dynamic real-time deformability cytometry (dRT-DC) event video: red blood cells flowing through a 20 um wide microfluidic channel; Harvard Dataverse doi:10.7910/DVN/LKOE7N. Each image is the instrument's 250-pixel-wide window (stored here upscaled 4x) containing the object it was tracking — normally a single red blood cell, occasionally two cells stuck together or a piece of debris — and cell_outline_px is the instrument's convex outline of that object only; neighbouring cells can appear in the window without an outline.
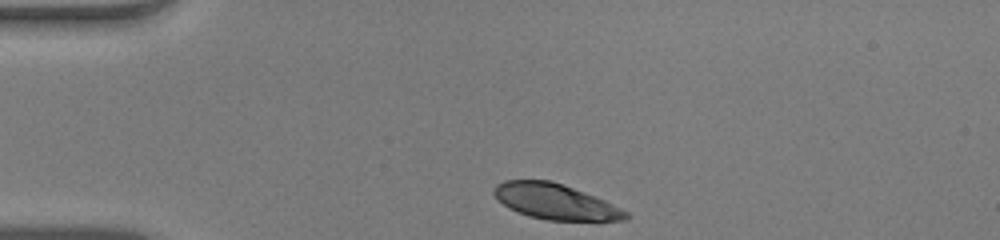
{"species": "human", "species_latin": "Homo sapiens", "temperature_condition": "warm", "stored_images_in_passage": 33, "camera_frame_rate_fps": 3000, "um_per_image_px": 0.085, "donor": {"sex": "male"}, "frame": {"image": 1, "passage_image": 1, "time_ms": 0.0, "image_size_px": [1000, 240], "cell_outline_px": [[628, 220], [548, 220], [528, 216], [516, 212], [508, 208], [496, 200], [492, 192], [492, 188], [496, 184], [504, 180], [552, 180], [604, 200], [628, 212]], "centroid_in_image_um": [47.11, 17.13], "position_along_channel_um": 37.9, "area_um2": 27.28}}
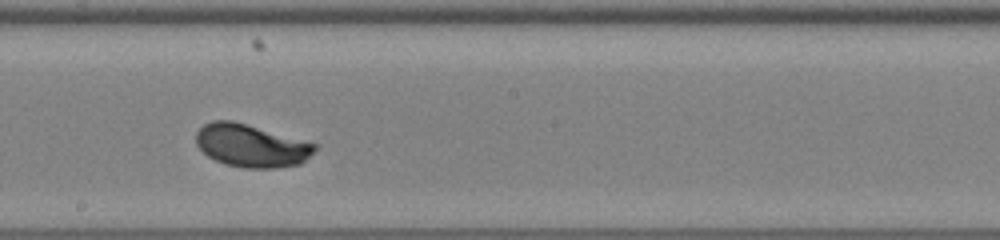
{"frame": {"image": 2, "passage_image": 19, "time_ms": 6.0, "image_size_px": [1000, 240], "cell_outline_px": [[320, 144], [300, 164], [276, 168], [244, 168], [224, 164], [208, 156], [196, 144], [196, 132], [204, 124], [212, 120], [232, 120]], "centroid_in_image_um": [21.35, 12.37], "position_along_channel_um": 226.8, "area_um2": 29.65}}
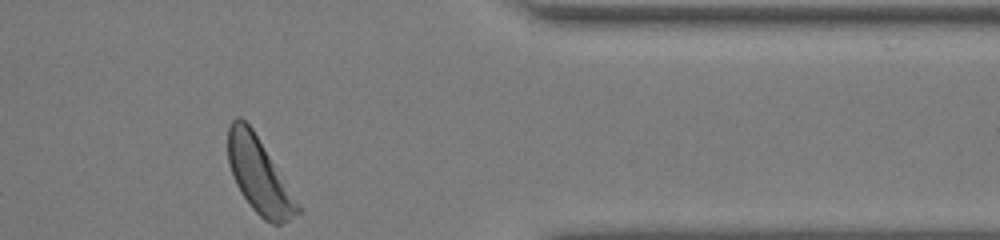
{"frame": {"image": 3, "passage_image": 33, "time_ms": 10.667, "image_size_px": [1000, 240], "cell_outline_px": [[304, 212], [280, 224], [272, 224], [264, 220], [252, 208], [240, 192], [236, 184], [228, 164], [228, 128], [232, 120], [236, 116], [240, 116], [252, 128], [304, 208]], "centroid_in_image_um": [22.07, 14.95], "position_along_channel_um": 389.3, "area_um2": 30.92}, "authors_computed_cell_mechanics": {"area_um2": 29.5936, "velocity_mm_per_s": 3.8671, "shape_relaxation_time_tau1_ms": 2.2835, "shape_relaxation_time_tau2_ms": null, "deformation_change_tau1": 0.1524, "deformation_change_tau2": null}}